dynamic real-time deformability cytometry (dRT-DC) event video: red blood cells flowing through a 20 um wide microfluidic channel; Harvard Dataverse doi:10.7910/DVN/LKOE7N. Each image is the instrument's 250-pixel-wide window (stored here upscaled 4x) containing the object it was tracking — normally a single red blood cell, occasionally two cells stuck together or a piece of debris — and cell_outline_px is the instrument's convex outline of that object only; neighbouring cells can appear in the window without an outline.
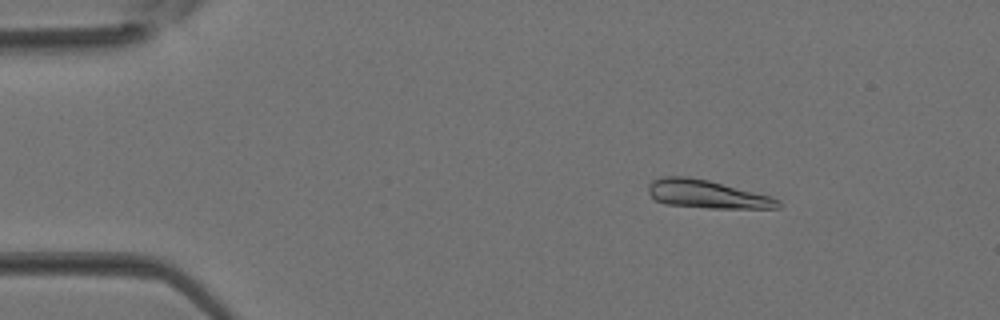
{"species": "Egyptian fruit bat (a non-hibernating species)", "species_latin": "Rousettus aegyptiacus", "temperature_condition": "room temperature", "stored_images_in_passage": 2, "camera_frame_rate_fps": 3000, "um_per_image_px": 0.085, "animal": {"sex": "female"}, "frame": {"image": 1, "passage_image": 1, "time_ms": 0.0, "image_size_px": [1000, 320], "cell_outline_px": [[780, 208], [708, 208], [664, 204], [656, 200], [648, 192], [648, 184], [652, 180], [664, 176], [688, 176], [708, 180], [772, 196], [780, 200]], "centroid_in_image_um": [60.08, 16.5], "position_along_channel_um": 24.9, "area_um2": 21.39}}